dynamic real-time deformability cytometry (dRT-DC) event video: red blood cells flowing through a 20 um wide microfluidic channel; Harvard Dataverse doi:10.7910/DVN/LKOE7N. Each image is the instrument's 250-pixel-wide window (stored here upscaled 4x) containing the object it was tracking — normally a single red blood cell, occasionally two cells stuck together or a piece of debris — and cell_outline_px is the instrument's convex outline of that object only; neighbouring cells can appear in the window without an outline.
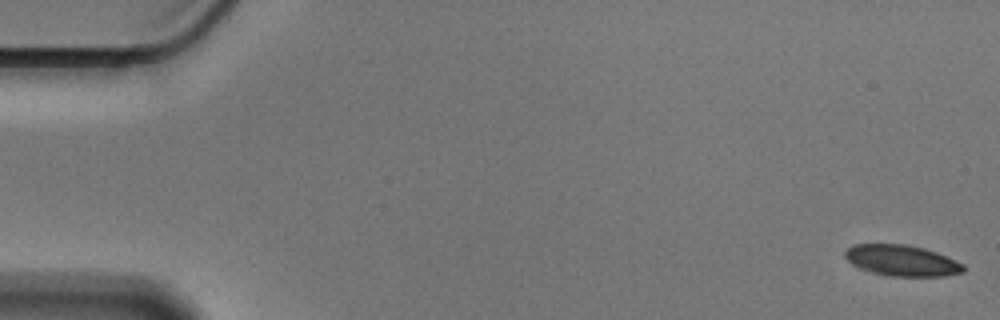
{"species": "Egyptian fruit bat (a non-hibernating species)", "species_latin": "Rousettus aegyptiacus", "temperature_condition": "cold", "stored_images_in_passage": 56, "camera_frame_rate_fps": 3000, "um_per_image_px": 0.085, "animal": {"sex": "male"}, "frame": {"image": 1, "passage_image": 1, "time_ms": 0.0, "image_size_px": [1000, 320], "cell_outline_px": [[964, 272], [944, 276], [892, 276], [872, 272], [860, 268], [852, 264], [844, 256], [844, 248], [852, 244], [908, 244], [924, 248], [936, 252], [964, 264]], "centroid_in_image_um": [76.62, 22.13], "position_along_channel_um": 8.4, "area_um2": 21.44}}
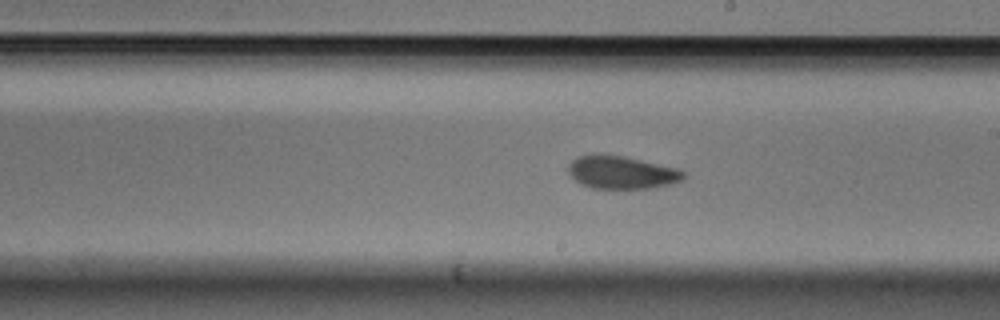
{"frame": {"image": 2, "passage_image": 32, "time_ms": 10.333, "image_size_px": [1000, 320], "cell_outline_px": [[688, 172], [684, 180], [672, 184], [652, 188], [592, 188], [580, 184], [568, 172], [568, 164], [576, 156], [592, 152], [596, 152], [624, 156], [680, 168]], "centroid_in_image_um": [52.87, 14.62], "position_along_channel_um": 236.1, "area_um2": 22.83}}
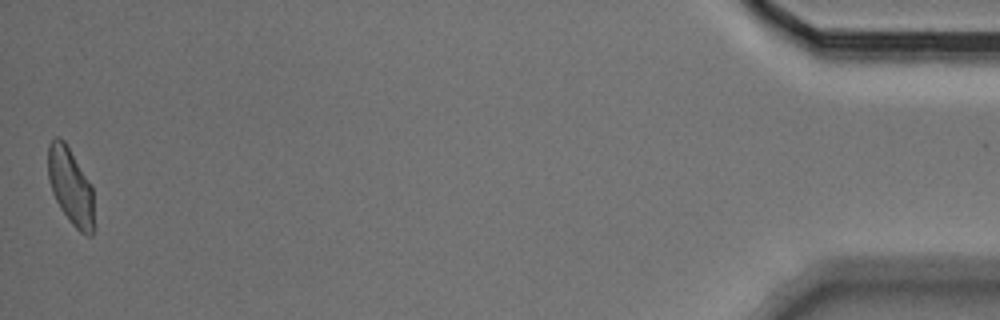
{"frame": {"image": 3, "passage_image": 56, "time_ms": 18.333, "image_size_px": [1000, 320], "cell_outline_px": [[92, 236], [88, 236], [80, 232], [68, 220], [60, 208], [52, 192], [48, 180], [48, 144], [56, 136], [60, 136], [64, 140], [92, 188]], "centroid_in_image_um": [5.95, 15.82], "position_along_channel_um": 429.3, "area_um2": 20.06}, "authors_computed_cell_mechanics": {"area_um2": 22.3397, "velocity_mm_per_s": 3.5596, "shape_relaxation_time_tau1_ms": 6.1445, "shape_relaxation_time_tau2_ms": 1.9091, "deformation_change_tau1": 0.1414, "deformation_change_tau2": 0.0706}}